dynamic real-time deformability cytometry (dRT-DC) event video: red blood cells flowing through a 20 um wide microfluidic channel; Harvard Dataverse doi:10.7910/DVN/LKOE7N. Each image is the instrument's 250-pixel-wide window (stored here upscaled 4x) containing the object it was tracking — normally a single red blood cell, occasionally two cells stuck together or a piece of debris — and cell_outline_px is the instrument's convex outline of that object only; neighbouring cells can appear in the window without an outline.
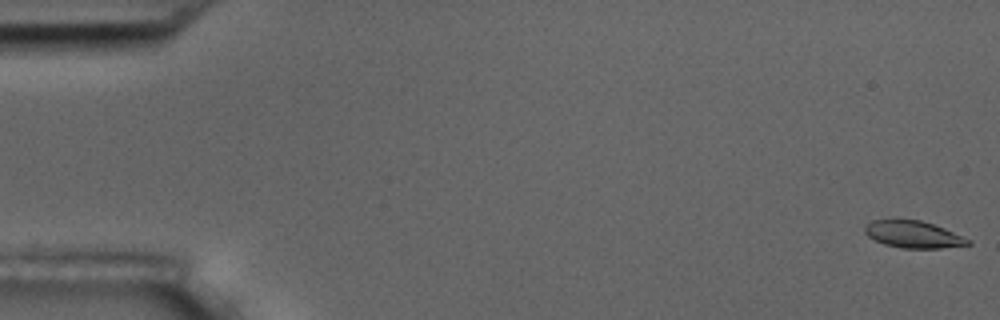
{"species": "common noctule bat (a hibernating species)", "species_latin": "Nyctalus noctula", "temperature_condition": "room temperature", "stored_images_in_passage": 15, "camera_frame_rate_fps": 3000, "um_per_image_px": 0.085, "animal": {"sex": "male", "body_mass_g": 17.5, "forearm_length_mm": 52.3}, "frame": {"image": 1, "passage_image": 1, "time_ms": 0.0, "image_size_px": [1000, 320], "cell_outline_px": [[972, 244], [940, 248], [900, 248], [884, 244], [868, 236], [864, 232], [864, 228], [872, 220], [920, 220], [944, 228], [972, 240]], "centroid_in_image_um": [77.65, 19.94], "position_along_channel_um": 7.3, "area_um2": 16.07}}
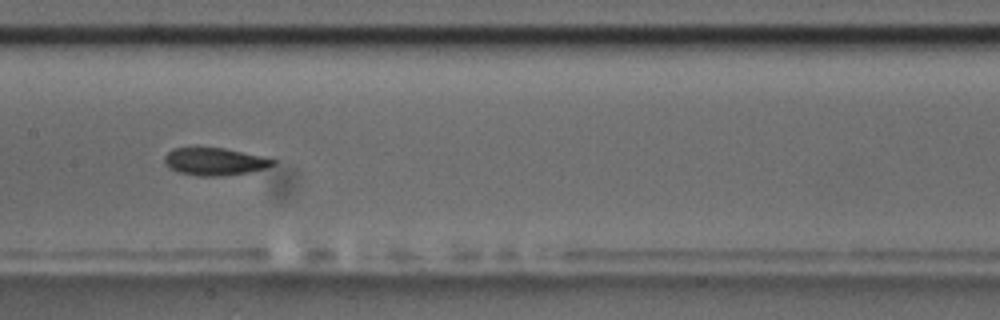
{"frame": {"image": 2, "passage_image": 8, "time_ms": 9.333, "image_size_px": [1000, 320], "cell_outline_px": [[276, 164], [268, 168], [248, 172], [224, 176], [196, 176], [180, 172], [168, 168], [164, 164], [164, 156], [172, 148], [224, 148], [260, 156], [276, 160]], "centroid_in_image_um": [18.23, 13.74], "position_along_channel_um": 189.2, "area_um2": 17.4}}
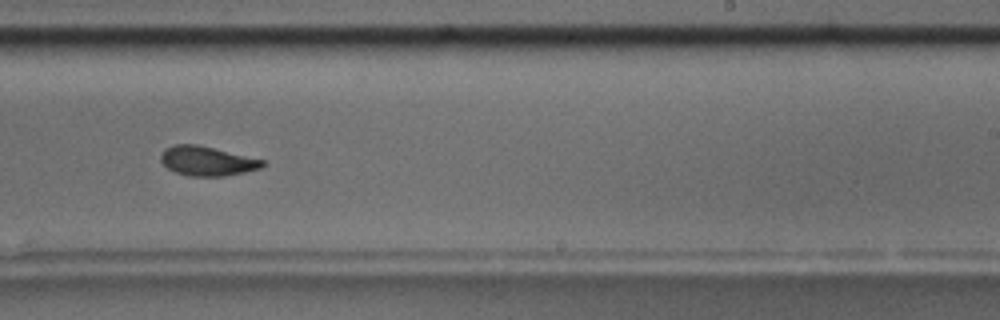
{"frame": {"image": 3, "passage_image": 10, "time_ms": 11.667, "image_size_px": [1000, 320], "cell_outline_px": [[264, 164], [260, 168], [244, 172], [224, 176], [188, 176], [176, 172], [168, 168], [160, 160], [160, 152], [164, 148], [176, 144], [196, 144], [264, 160]], "centroid_in_image_um": [17.55, 13.68], "position_along_channel_um": 271.5, "area_um2": 17.28}, "authors_computed_cell_mechanics": {"area_um2": 17.3978, "velocity_mm_per_s": 3.527, "shape_relaxation_time_tau1_ms": 3.4665, "shape_relaxation_time_tau2_ms": 3.7678, "deformation_change_tau1": 0.0885, "deformation_change_tau2": 0.0832}}